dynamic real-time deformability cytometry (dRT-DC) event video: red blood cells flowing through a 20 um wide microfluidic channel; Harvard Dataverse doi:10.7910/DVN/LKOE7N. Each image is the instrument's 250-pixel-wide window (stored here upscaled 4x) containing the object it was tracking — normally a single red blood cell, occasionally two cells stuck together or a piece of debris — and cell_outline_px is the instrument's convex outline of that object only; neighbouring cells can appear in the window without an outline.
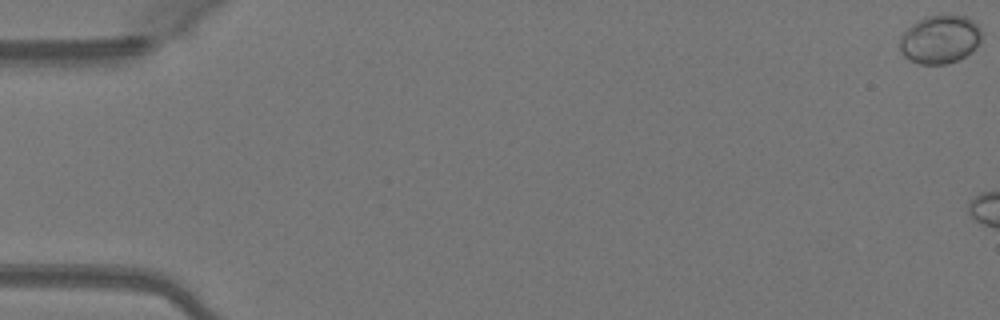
{"species": "Egyptian fruit bat (a non-hibernating species)", "species_latin": "Rousettus aegyptiacus", "temperature_condition": "warm", "stored_images_in_passage": 5, "camera_frame_rate_fps": 3000, "um_per_image_px": 0.085, "animal": {"sex": "female"}, "frame": {"image": 1, "passage_image": 1, "time_ms": 0.0, "image_size_px": [1000, 320], "cell_outline_px": [[984, 36], [980, 44], [976, 48], [964, 56], [948, 64], [920, 64], [908, 60], [900, 52], [900, 36], [912, 24], [924, 16], [964, 16], [972, 20], [980, 28]], "centroid_in_image_um": [79.9, 3.36], "position_along_channel_um": 5.1, "area_um2": 23.18}}